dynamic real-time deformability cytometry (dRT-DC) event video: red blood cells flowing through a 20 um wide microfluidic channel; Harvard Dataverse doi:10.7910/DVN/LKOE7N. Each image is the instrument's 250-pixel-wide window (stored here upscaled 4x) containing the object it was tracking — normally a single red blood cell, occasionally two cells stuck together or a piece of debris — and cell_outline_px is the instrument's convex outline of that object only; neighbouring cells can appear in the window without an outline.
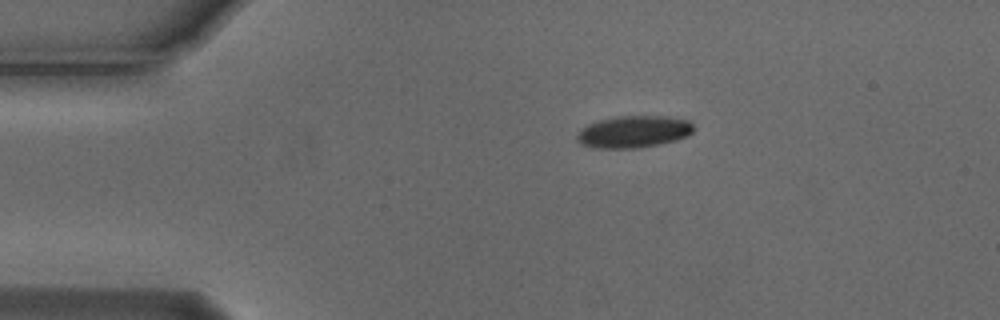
{"species": "Egyptian fruit bat (a non-hibernating species)", "species_latin": "Rousettus aegyptiacus", "temperature_condition": "cold", "stored_images_in_passage": 6, "camera_frame_rate_fps": 3000, "um_per_image_px": 0.085, "animal": {"sex": "male"}, "frame": {"image": 1, "passage_image": 1, "time_ms": 0.0, "image_size_px": [1000, 320], "cell_outline_px": [[696, 128], [688, 136], [676, 140], [636, 148], [592, 148], [580, 144], [576, 140], [576, 136], [588, 124], [600, 120], [620, 116], [668, 116], [688, 120]], "centroid_in_image_um": [53.88, 11.2], "position_along_channel_um": 31.1, "area_um2": 21.68}}
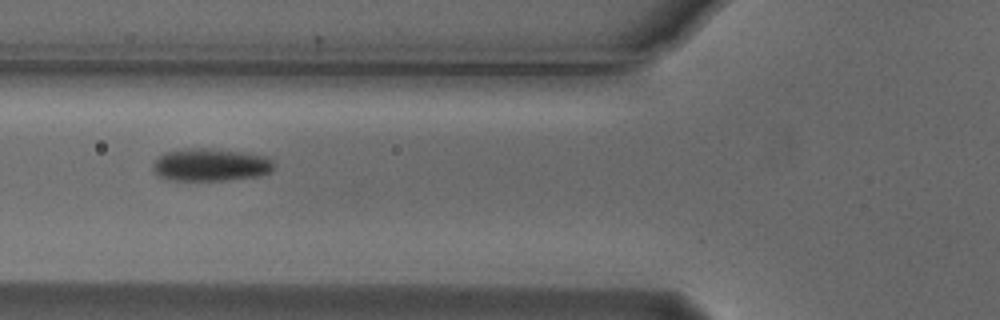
{"frame": {"image": 2, "passage_image": 4, "time_ms": 1.0, "image_size_px": [1000, 320], "cell_outline_px": [[276, 168], [272, 172], [260, 176], [228, 180], [172, 180], [160, 176], [152, 168], [152, 164], [164, 152], [188, 148], [212, 148], [244, 152], [268, 156], [276, 164]], "centroid_in_image_um": [17.99, 14.0], "position_along_channel_um": 107.8, "area_um2": 23.35}}
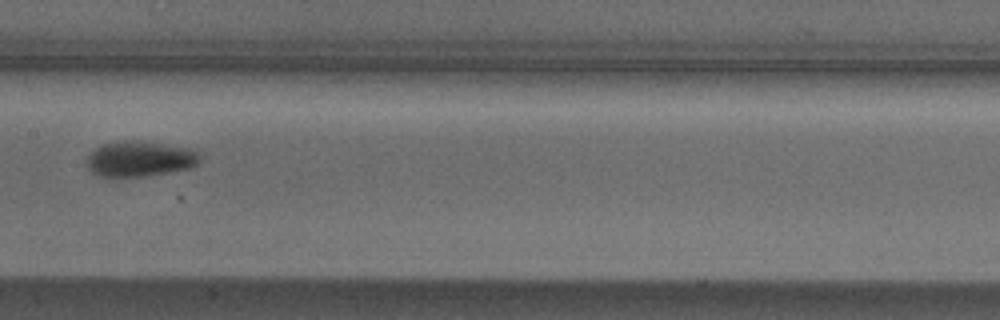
{"frame": {"image": 3, "passage_image": 6, "time_ms": 1.667, "image_size_px": [1000, 320], "cell_outline_px": [[200, 160], [196, 164], [188, 168], [140, 176], [100, 176], [92, 172], [84, 164], [88, 156], [96, 148], [104, 144], [124, 140], [136, 140], [196, 148], [200, 152]], "centroid_in_image_um": [11.9, 13.47], "position_along_channel_um": 195.5, "area_um2": 23.29}}